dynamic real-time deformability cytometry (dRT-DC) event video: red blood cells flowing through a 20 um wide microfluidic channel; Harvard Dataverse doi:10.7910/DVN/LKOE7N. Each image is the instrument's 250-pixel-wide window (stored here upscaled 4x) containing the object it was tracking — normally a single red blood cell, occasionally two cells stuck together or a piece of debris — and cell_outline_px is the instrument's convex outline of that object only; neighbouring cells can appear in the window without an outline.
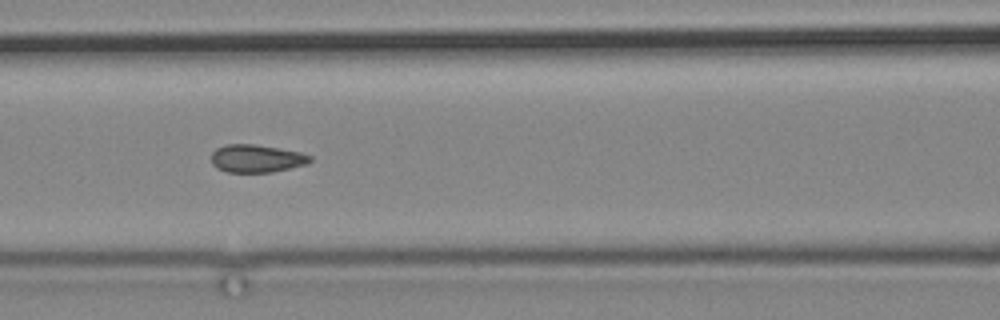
{"species": "common noctule bat (a hibernating species)", "species_latin": "Nyctalus noctula", "temperature_condition": "cold", "stored_images_in_passage": 13, "camera_frame_rate_fps": 3000, "um_per_image_px": 0.085, "animal": {"sex": "male", "body_mass_g": 19.2, "forearm_length_mm": 51.8}, "frame": {"image": 1, "passage_image": 11, "time_ms": 12.667, "image_size_px": [1000, 320], "cell_outline_px": [[312, 160], [308, 164], [272, 172], [228, 172], [216, 168], [212, 164], [212, 152], [216, 148], [228, 144], [256, 144], [280, 148], [300, 152], [312, 156]], "centroid_in_image_um": [21.82, 13.47], "position_along_channel_um": 144.8, "area_um2": 16.13}}
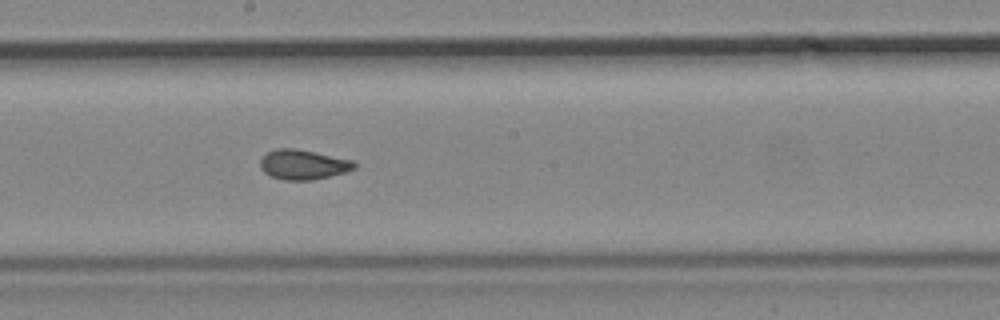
{"frame": {"image": 2, "passage_image": 13, "time_ms": 15.0, "image_size_px": [1000, 320], "cell_outline_px": [[356, 168], [344, 172], [312, 180], [284, 180], [272, 176], [264, 172], [260, 168], [260, 160], [268, 152], [276, 148], [296, 148], [352, 160], [356, 164]], "centroid_in_image_um": [25.75, 13.98], "position_along_channel_um": 222.5, "area_um2": 16.18}}